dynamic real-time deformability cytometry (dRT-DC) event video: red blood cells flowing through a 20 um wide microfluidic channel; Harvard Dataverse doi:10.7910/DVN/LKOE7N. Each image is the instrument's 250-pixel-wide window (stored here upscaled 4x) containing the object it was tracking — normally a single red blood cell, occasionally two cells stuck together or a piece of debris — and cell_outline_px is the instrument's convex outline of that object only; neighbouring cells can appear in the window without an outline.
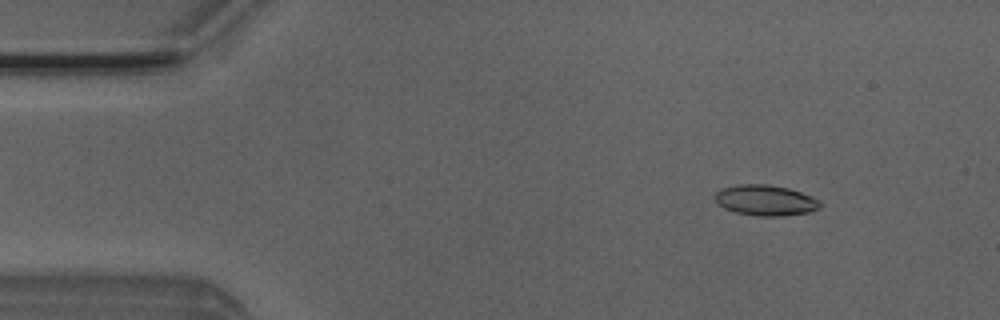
{"species": "Egyptian fruit bat (a non-hibernating species)", "species_latin": "Rousettus aegyptiacus", "temperature_condition": "room temperature", "stored_images_in_passage": 52, "camera_frame_rate_fps": 3000, "um_per_image_px": 0.085, "animal": {"sex": "male"}, "frame": {"image": 1, "passage_image": 6, "time_ms": 1.667, "image_size_px": [1000, 320], "cell_outline_px": [[824, 204], [820, 208], [808, 212], [780, 216], [756, 216], [736, 212], [724, 208], [712, 196], [720, 188], [740, 184], [768, 184], [788, 188], [800, 192], [820, 200]], "centroid_in_image_um": [65.07, 17.02], "position_along_channel_um": 19.9, "area_um2": 18.84}}
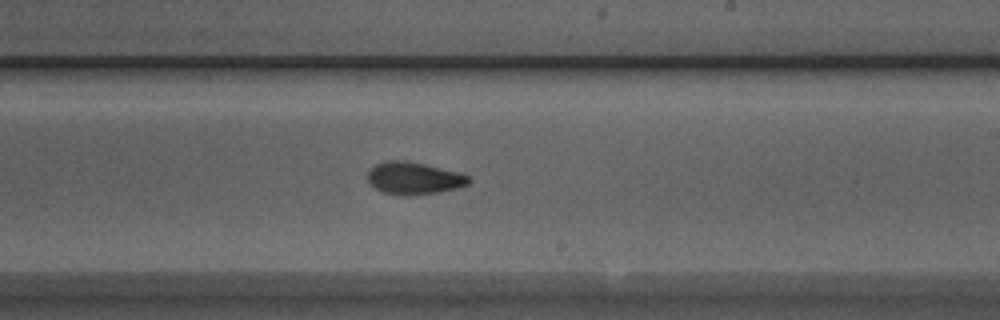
{"frame": {"image": 2, "passage_image": 30, "time_ms": 9.667, "image_size_px": [1000, 320], "cell_outline_px": [[472, 180], [468, 184], [456, 188], [436, 192], [408, 196], [384, 192], [368, 184], [368, 168], [384, 160], [408, 160], [460, 172], [468, 176]], "centroid_in_image_um": [35.16, 15.12], "position_along_channel_um": 253.8, "area_um2": 19.19}}
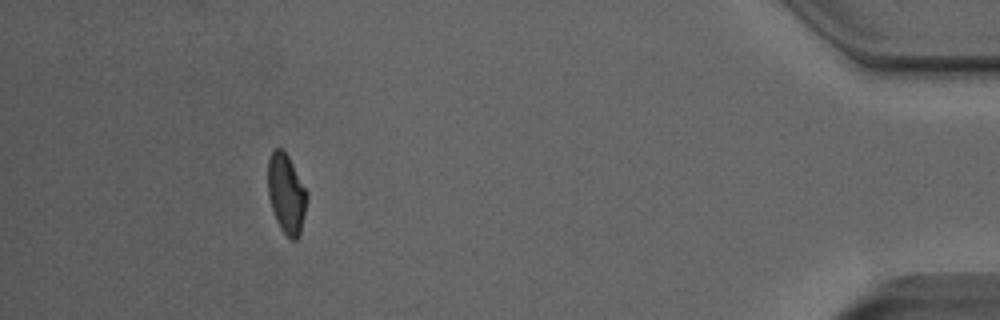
{"frame": {"image": 3, "passage_image": 47, "time_ms": 15.333, "image_size_px": [1000, 320], "cell_outline_px": [[308, 200], [300, 232], [296, 240], [292, 240], [280, 228], [276, 220], [268, 196], [268, 160], [272, 152], [276, 148], [280, 148], [288, 156], [308, 192]], "centroid_in_image_um": [24.35, 16.47], "position_along_channel_um": 410.9, "area_um2": 17.98}, "authors_computed_cell_mechanics": {"area_um2": 18.6694, "velocity_mm_per_s": 3.926, "shape_relaxation_time_tau1_ms": 4.0141, "shape_relaxation_time_tau2_ms": 1.4941, "deformation_change_tau1": 0.1633, "deformation_change_tau2": 0.0738}}